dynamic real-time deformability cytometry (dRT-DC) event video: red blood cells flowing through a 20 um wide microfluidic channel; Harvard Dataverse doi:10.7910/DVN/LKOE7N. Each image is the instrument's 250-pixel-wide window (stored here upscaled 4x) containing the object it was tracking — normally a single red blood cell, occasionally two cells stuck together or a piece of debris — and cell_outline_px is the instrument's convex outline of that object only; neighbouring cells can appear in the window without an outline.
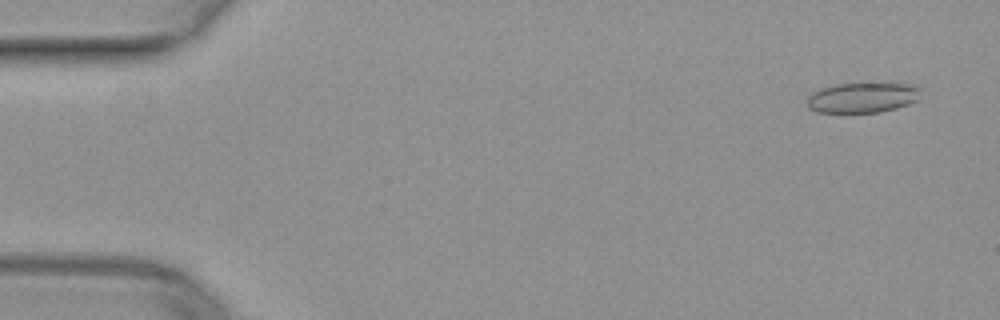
{"species": "common noctule bat (a hibernating species)", "species_latin": "Nyctalus noctula", "temperature_condition": "warm", "stored_images_in_passage": 16, "camera_frame_rate_fps": 3000, "um_per_image_px": 0.085, "animal": {"sex": "female", "body_mass_g": 29.2, "forearm_length_mm": 56.3}, "frame": {"image": 1, "passage_image": 3, "time_ms": 0.667, "image_size_px": [1000, 320], "cell_outline_px": [[920, 88], [916, 100], [908, 104], [896, 108], [880, 112], [816, 112], [808, 108], [804, 104], [808, 96], [812, 92], [820, 88], [832, 84], [912, 84]], "centroid_in_image_um": [73.21, 8.3], "position_along_channel_um": 11.8, "area_um2": 19.94}}
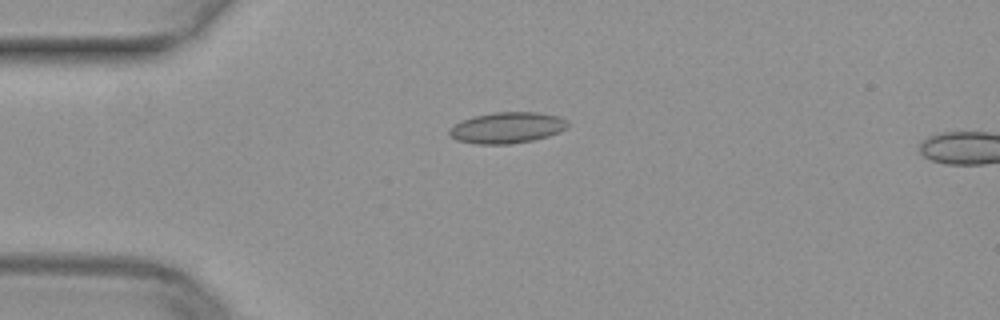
{"frame": {"image": 2, "passage_image": 13, "time_ms": 4.0, "image_size_px": [1000, 320], "cell_outline_px": [[568, 128], [560, 132], [548, 136], [532, 140], [508, 144], [476, 144], [456, 140], [448, 136], [448, 128], [460, 120], [476, 116], [496, 112], [536, 112], [560, 116], [568, 120]], "centroid_in_image_um": [43.09, 10.85], "position_along_channel_um": 41.9, "area_um2": 21.68}}